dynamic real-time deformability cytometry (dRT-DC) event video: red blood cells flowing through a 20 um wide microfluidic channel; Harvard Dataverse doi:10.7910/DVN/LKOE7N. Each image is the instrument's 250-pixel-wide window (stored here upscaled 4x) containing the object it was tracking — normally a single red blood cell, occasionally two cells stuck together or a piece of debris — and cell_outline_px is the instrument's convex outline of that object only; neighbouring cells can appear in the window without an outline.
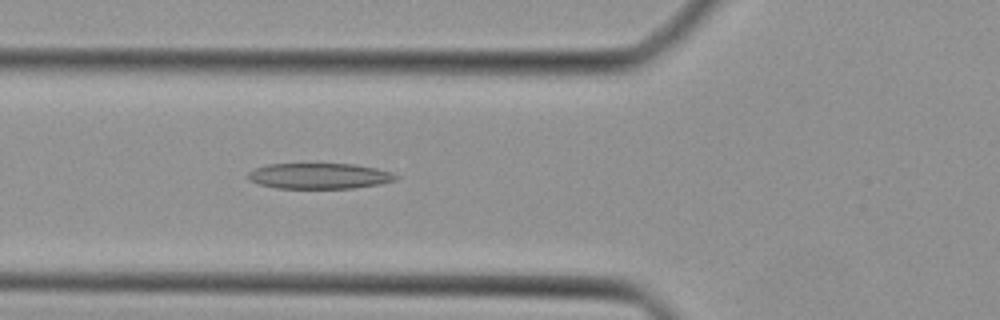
{"species": "Egyptian fruit bat (a non-hibernating species)", "species_latin": "Rousettus aegyptiacus", "temperature_condition": "cold", "stored_images_in_passage": 44, "camera_frame_rate_fps": 3000, "um_per_image_px": 0.085, "animal": {"sex": "female"}, "frame": {"image": 1, "passage_image": 16, "time_ms": 5.0, "image_size_px": [1000, 320], "cell_outline_px": [[400, 176], [396, 180], [380, 184], [352, 188], [276, 188], [260, 184], [248, 180], [248, 172], [256, 168], [268, 164], [356, 164], [376, 168], [392, 172]], "centroid_in_image_um": [27.17, 14.95], "position_along_channel_um": 98.6, "area_um2": 22.14}}
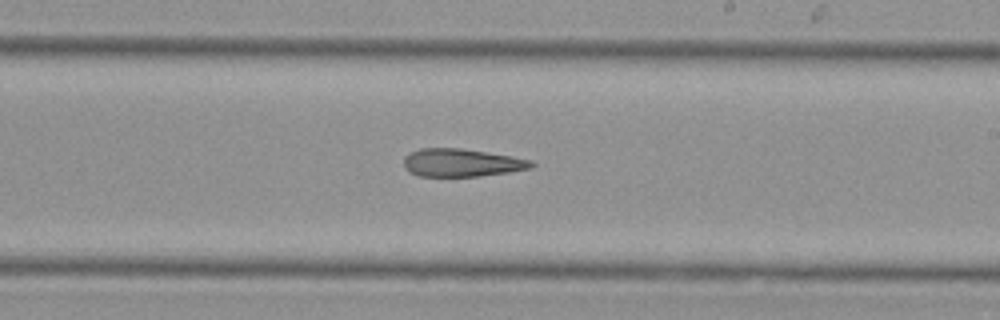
{"frame": {"image": 2, "passage_image": 26, "time_ms": 8.333, "image_size_px": [1000, 320], "cell_outline_px": [[536, 164], [532, 168], [508, 172], [480, 176], [420, 176], [408, 172], [404, 168], [404, 156], [420, 148], [460, 148], [512, 156], [532, 160]], "centroid_in_image_um": [39.24, 13.83], "position_along_channel_um": 249.8, "area_um2": 20.81}}
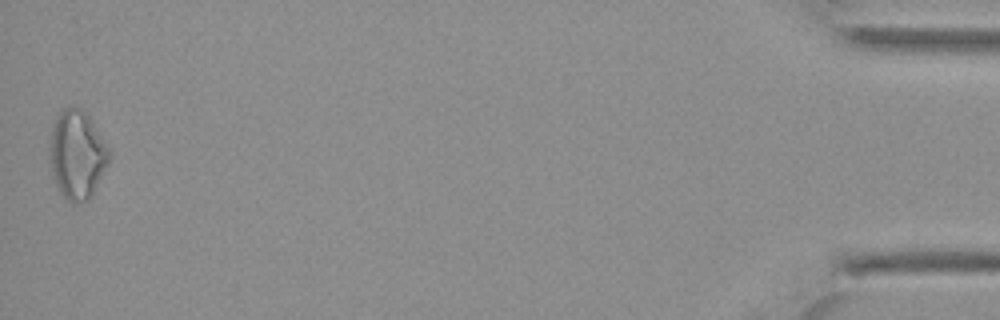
{"frame": {"image": 3, "passage_image": 44, "time_ms": 14.333, "image_size_px": [1000, 320], "cell_outline_px": [[112, 156], [108, 164], [88, 200], [72, 204], [60, 192], [52, 176], [48, 148], [48, 144], [52, 128], [56, 116], [60, 108], [68, 104], [80, 108], [88, 116], [112, 152]], "centroid_in_image_um": [6.52, 13.1], "position_along_channel_um": 428.7, "area_um2": 31.04}}